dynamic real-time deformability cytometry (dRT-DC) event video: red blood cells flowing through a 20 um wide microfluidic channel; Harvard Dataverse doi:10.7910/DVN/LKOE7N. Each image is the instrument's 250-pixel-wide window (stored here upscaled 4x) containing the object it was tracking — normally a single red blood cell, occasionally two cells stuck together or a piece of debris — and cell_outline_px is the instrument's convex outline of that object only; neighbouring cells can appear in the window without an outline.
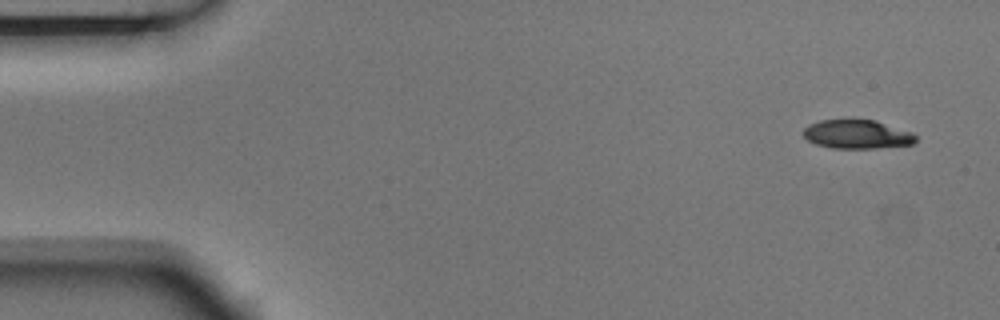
{"species": "Egyptian fruit bat (a non-hibernating species)", "species_latin": "Rousettus aegyptiacus", "temperature_condition": "room temperature", "stored_images_in_passage": 5, "camera_frame_rate_fps": 3000, "um_per_image_px": 0.085, "animal": {"sex": "male"}, "frame": {"image": 1, "passage_image": 5, "time_ms": 1.333, "image_size_px": [1000, 320], "cell_outline_px": [[916, 140], [912, 144], [876, 148], [832, 148], [816, 144], [808, 140], [800, 132], [808, 124], [820, 120], [876, 120], [912, 132], [916, 136]], "centroid_in_image_um": [72.82, 11.41], "position_along_channel_um": 12.2, "area_um2": 18.9}}